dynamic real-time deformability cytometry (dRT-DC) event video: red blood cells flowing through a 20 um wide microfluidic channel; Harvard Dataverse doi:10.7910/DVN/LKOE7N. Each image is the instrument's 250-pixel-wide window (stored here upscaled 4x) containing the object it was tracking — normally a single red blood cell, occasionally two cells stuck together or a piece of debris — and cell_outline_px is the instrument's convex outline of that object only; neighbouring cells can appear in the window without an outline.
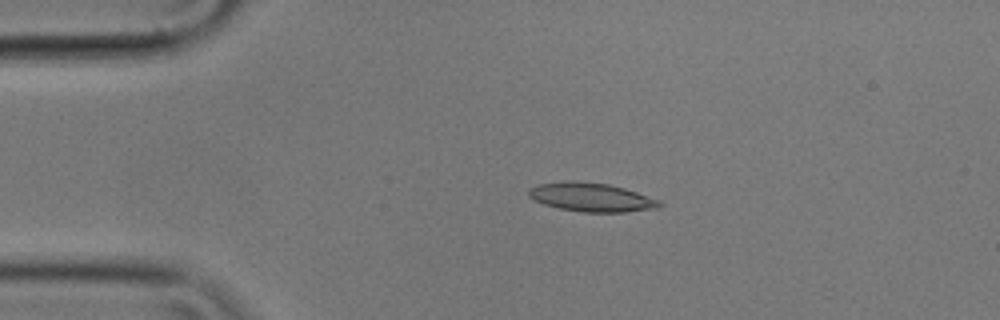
{"species": "common noctule bat (a hibernating species)", "species_latin": "Nyctalus noctula", "temperature_condition": "cold", "stored_images_in_passage": 16, "camera_frame_rate_fps": 3000, "um_per_image_px": 0.085, "animal": {"sex": "male", "body_mass_g": 17.9}, "frame": {"image": 1, "passage_image": 11, "time_ms": 3.333, "image_size_px": [1000, 320], "cell_outline_px": [[664, 204], [660, 208], [624, 212], [584, 212], [560, 208], [544, 204], [528, 196], [528, 192], [532, 188], [540, 184], [564, 180], [608, 184], [624, 188], [660, 200]], "centroid_in_image_um": [50.32, 16.77], "position_along_channel_um": 34.7, "area_um2": 21.73}}